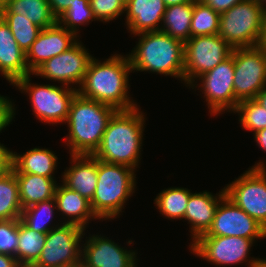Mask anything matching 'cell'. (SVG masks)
Listing matches in <instances>:
<instances>
[{
	"label": "cell",
	"mask_w": 266,
	"mask_h": 267,
	"mask_svg": "<svg viewBox=\"0 0 266 267\" xmlns=\"http://www.w3.org/2000/svg\"><path fill=\"white\" fill-rule=\"evenodd\" d=\"M195 0H164V3L166 7L172 6V5H178V4H183V3H188V2H193Z\"/></svg>",
	"instance_id": "obj_45"
},
{
	"label": "cell",
	"mask_w": 266,
	"mask_h": 267,
	"mask_svg": "<svg viewBox=\"0 0 266 267\" xmlns=\"http://www.w3.org/2000/svg\"><path fill=\"white\" fill-rule=\"evenodd\" d=\"M2 19L9 26L19 47L26 53L42 29L18 13H2Z\"/></svg>",
	"instance_id": "obj_32"
},
{
	"label": "cell",
	"mask_w": 266,
	"mask_h": 267,
	"mask_svg": "<svg viewBox=\"0 0 266 267\" xmlns=\"http://www.w3.org/2000/svg\"><path fill=\"white\" fill-rule=\"evenodd\" d=\"M201 236L264 239L266 238V229L225 196L219 202L211 227Z\"/></svg>",
	"instance_id": "obj_15"
},
{
	"label": "cell",
	"mask_w": 266,
	"mask_h": 267,
	"mask_svg": "<svg viewBox=\"0 0 266 267\" xmlns=\"http://www.w3.org/2000/svg\"><path fill=\"white\" fill-rule=\"evenodd\" d=\"M132 72L128 56L112 54L105 61L92 58L78 93L87 99L110 105L117 110L139 107L129 93Z\"/></svg>",
	"instance_id": "obj_1"
},
{
	"label": "cell",
	"mask_w": 266,
	"mask_h": 267,
	"mask_svg": "<svg viewBox=\"0 0 266 267\" xmlns=\"http://www.w3.org/2000/svg\"><path fill=\"white\" fill-rule=\"evenodd\" d=\"M253 134L255 142L258 144L257 146L266 152V128L258 130Z\"/></svg>",
	"instance_id": "obj_42"
},
{
	"label": "cell",
	"mask_w": 266,
	"mask_h": 267,
	"mask_svg": "<svg viewBox=\"0 0 266 267\" xmlns=\"http://www.w3.org/2000/svg\"><path fill=\"white\" fill-rule=\"evenodd\" d=\"M18 244V219L0 220V253L14 256Z\"/></svg>",
	"instance_id": "obj_36"
},
{
	"label": "cell",
	"mask_w": 266,
	"mask_h": 267,
	"mask_svg": "<svg viewBox=\"0 0 266 267\" xmlns=\"http://www.w3.org/2000/svg\"><path fill=\"white\" fill-rule=\"evenodd\" d=\"M78 38L79 36L58 23L42 29L26 52V63L29 71L33 74L47 60L69 50L80 41Z\"/></svg>",
	"instance_id": "obj_17"
},
{
	"label": "cell",
	"mask_w": 266,
	"mask_h": 267,
	"mask_svg": "<svg viewBox=\"0 0 266 267\" xmlns=\"http://www.w3.org/2000/svg\"><path fill=\"white\" fill-rule=\"evenodd\" d=\"M127 54L132 72L147 71L184 81V42L161 31L144 32Z\"/></svg>",
	"instance_id": "obj_4"
},
{
	"label": "cell",
	"mask_w": 266,
	"mask_h": 267,
	"mask_svg": "<svg viewBox=\"0 0 266 267\" xmlns=\"http://www.w3.org/2000/svg\"><path fill=\"white\" fill-rule=\"evenodd\" d=\"M71 158V165L62 173L61 182L91 201L97 186L98 159L93 155H71Z\"/></svg>",
	"instance_id": "obj_20"
},
{
	"label": "cell",
	"mask_w": 266,
	"mask_h": 267,
	"mask_svg": "<svg viewBox=\"0 0 266 267\" xmlns=\"http://www.w3.org/2000/svg\"><path fill=\"white\" fill-rule=\"evenodd\" d=\"M0 73L13 85L32 74L26 63V53L19 47L6 22L0 21Z\"/></svg>",
	"instance_id": "obj_21"
},
{
	"label": "cell",
	"mask_w": 266,
	"mask_h": 267,
	"mask_svg": "<svg viewBox=\"0 0 266 267\" xmlns=\"http://www.w3.org/2000/svg\"><path fill=\"white\" fill-rule=\"evenodd\" d=\"M258 46L266 52V9H264L262 35H261Z\"/></svg>",
	"instance_id": "obj_43"
},
{
	"label": "cell",
	"mask_w": 266,
	"mask_h": 267,
	"mask_svg": "<svg viewBox=\"0 0 266 267\" xmlns=\"http://www.w3.org/2000/svg\"><path fill=\"white\" fill-rule=\"evenodd\" d=\"M200 1H202L207 6H210L213 10H215L219 14H221L243 0H200Z\"/></svg>",
	"instance_id": "obj_39"
},
{
	"label": "cell",
	"mask_w": 266,
	"mask_h": 267,
	"mask_svg": "<svg viewBox=\"0 0 266 267\" xmlns=\"http://www.w3.org/2000/svg\"><path fill=\"white\" fill-rule=\"evenodd\" d=\"M249 267H266V258H262V259H260L259 257H258V259L256 260V261H254V262H252L250 265H249Z\"/></svg>",
	"instance_id": "obj_46"
},
{
	"label": "cell",
	"mask_w": 266,
	"mask_h": 267,
	"mask_svg": "<svg viewBox=\"0 0 266 267\" xmlns=\"http://www.w3.org/2000/svg\"><path fill=\"white\" fill-rule=\"evenodd\" d=\"M55 211L57 206L53 198L22 209L20 220L35 232L48 233L62 224L50 223L53 222Z\"/></svg>",
	"instance_id": "obj_30"
},
{
	"label": "cell",
	"mask_w": 266,
	"mask_h": 267,
	"mask_svg": "<svg viewBox=\"0 0 266 267\" xmlns=\"http://www.w3.org/2000/svg\"><path fill=\"white\" fill-rule=\"evenodd\" d=\"M122 1L126 5L130 0H122Z\"/></svg>",
	"instance_id": "obj_50"
},
{
	"label": "cell",
	"mask_w": 266,
	"mask_h": 267,
	"mask_svg": "<svg viewBox=\"0 0 266 267\" xmlns=\"http://www.w3.org/2000/svg\"><path fill=\"white\" fill-rule=\"evenodd\" d=\"M136 170L98 160L97 186L91 208L99 220L117 218L136 188Z\"/></svg>",
	"instance_id": "obj_5"
},
{
	"label": "cell",
	"mask_w": 266,
	"mask_h": 267,
	"mask_svg": "<svg viewBox=\"0 0 266 267\" xmlns=\"http://www.w3.org/2000/svg\"><path fill=\"white\" fill-rule=\"evenodd\" d=\"M96 21L89 0H76L58 18L57 23L68 31L79 33V26Z\"/></svg>",
	"instance_id": "obj_33"
},
{
	"label": "cell",
	"mask_w": 266,
	"mask_h": 267,
	"mask_svg": "<svg viewBox=\"0 0 266 267\" xmlns=\"http://www.w3.org/2000/svg\"><path fill=\"white\" fill-rule=\"evenodd\" d=\"M264 9H266V0H258Z\"/></svg>",
	"instance_id": "obj_47"
},
{
	"label": "cell",
	"mask_w": 266,
	"mask_h": 267,
	"mask_svg": "<svg viewBox=\"0 0 266 267\" xmlns=\"http://www.w3.org/2000/svg\"><path fill=\"white\" fill-rule=\"evenodd\" d=\"M96 21L110 22L125 13L122 0H89Z\"/></svg>",
	"instance_id": "obj_35"
},
{
	"label": "cell",
	"mask_w": 266,
	"mask_h": 267,
	"mask_svg": "<svg viewBox=\"0 0 266 267\" xmlns=\"http://www.w3.org/2000/svg\"><path fill=\"white\" fill-rule=\"evenodd\" d=\"M225 196L224 188L216 195L207 190L190 194L184 219L191 226L189 232L193 242L211 227L219 202Z\"/></svg>",
	"instance_id": "obj_18"
},
{
	"label": "cell",
	"mask_w": 266,
	"mask_h": 267,
	"mask_svg": "<svg viewBox=\"0 0 266 267\" xmlns=\"http://www.w3.org/2000/svg\"><path fill=\"white\" fill-rule=\"evenodd\" d=\"M264 8L258 0H243L220 14V35L233 49L258 46Z\"/></svg>",
	"instance_id": "obj_6"
},
{
	"label": "cell",
	"mask_w": 266,
	"mask_h": 267,
	"mask_svg": "<svg viewBox=\"0 0 266 267\" xmlns=\"http://www.w3.org/2000/svg\"><path fill=\"white\" fill-rule=\"evenodd\" d=\"M31 75L20 78L13 86L21 93L28 94L34 116L39 121L52 125L65 124L71 102L78 90L64 84H34L31 83Z\"/></svg>",
	"instance_id": "obj_7"
},
{
	"label": "cell",
	"mask_w": 266,
	"mask_h": 267,
	"mask_svg": "<svg viewBox=\"0 0 266 267\" xmlns=\"http://www.w3.org/2000/svg\"><path fill=\"white\" fill-rule=\"evenodd\" d=\"M47 233L31 230L18 219V244L16 259L21 267H32L40 257Z\"/></svg>",
	"instance_id": "obj_27"
},
{
	"label": "cell",
	"mask_w": 266,
	"mask_h": 267,
	"mask_svg": "<svg viewBox=\"0 0 266 267\" xmlns=\"http://www.w3.org/2000/svg\"><path fill=\"white\" fill-rule=\"evenodd\" d=\"M224 190L226 197L266 229V162L260 160Z\"/></svg>",
	"instance_id": "obj_8"
},
{
	"label": "cell",
	"mask_w": 266,
	"mask_h": 267,
	"mask_svg": "<svg viewBox=\"0 0 266 267\" xmlns=\"http://www.w3.org/2000/svg\"><path fill=\"white\" fill-rule=\"evenodd\" d=\"M233 48L218 34L190 37L184 43V83L191 86L229 56Z\"/></svg>",
	"instance_id": "obj_10"
},
{
	"label": "cell",
	"mask_w": 266,
	"mask_h": 267,
	"mask_svg": "<svg viewBox=\"0 0 266 267\" xmlns=\"http://www.w3.org/2000/svg\"><path fill=\"white\" fill-rule=\"evenodd\" d=\"M93 57L88 52V49L83 46L82 42L78 41L69 50L47 60L32 75L40 76L78 90L83 83Z\"/></svg>",
	"instance_id": "obj_14"
},
{
	"label": "cell",
	"mask_w": 266,
	"mask_h": 267,
	"mask_svg": "<svg viewBox=\"0 0 266 267\" xmlns=\"http://www.w3.org/2000/svg\"><path fill=\"white\" fill-rule=\"evenodd\" d=\"M15 105L11 99L0 95V133L5 129L15 118Z\"/></svg>",
	"instance_id": "obj_37"
},
{
	"label": "cell",
	"mask_w": 266,
	"mask_h": 267,
	"mask_svg": "<svg viewBox=\"0 0 266 267\" xmlns=\"http://www.w3.org/2000/svg\"><path fill=\"white\" fill-rule=\"evenodd\" d=\"M13 151L0 143V176L12 170Z\"/></svg>",
	"instance_id": "obj_38"
},
{
	"label": "cell",
	"mask_w": 266,
	"mask_h": 267,
	"mask_svg": "<svg viewBox=\"0 0 266 267\" xmlns=\"http://www.w3.org/2000/svg\"><path fill=\"white\" fill-rule=\"evenodd\" d=\"M191 193L190 190L183 187L167 188L157 194L154 203L160 214L168 220H182Z\"/></svg>",
	"instance_id": "obj_28"
},
{
	"label": "cell",
	"mask_w": 266,
	"mask_h": 267,
	"mask_svg": "<svg viewBox=\"0 0 266 267\" xmlns=\"http://www.w3.org/2000/svg\"><path fill=\"white\" fill-rule=\"evenodd\" d=\"M145 120L144 112L138 107L118 110L109 120L101 145L93 156L102 162L122 164L136 170L142 159Z\"/></svg>",
	"instance_id": "obj_2"
},
{
	"label": "cell",
	"mask_w": 266,
	"mask_h": 267,
	"mask_svg": "<svg viewBox=\"0 0 266 267\" xmlns=\"http://www.w3.org/2000/svg\"><path fill=\"white\" fill-rule=\"evenodd\" d=\"M197 80L201 82L199 85L196 84ZM233 80L234 58L229 56L215 68L198 77L189 88H200L204 99L206 98L210 115L216 116L225 113L226 110L233 112L239 103L234 96Z\"/></svg>",
	"instance_id": "obj_13"
},
{
	"label": "cell",
	"mask_w": 266,
	"mask_h": 267,
	"mask_svg": "<svg viewBox=\"0 0 266 267\" xmlns=\"http://www.w3.org/2000/svg\"><path fill=\"white\" fill-rule=\"evenodd\" d=\"M137 254L103 234L89 235L82 244L80 267H137Z\"/></svg>",
	"instance_id": "obj_16"
},
{
	"label": "cell",
	"mask_w": 266,
	"mask_h": 267,
	"mask_svg": "<svg viewBox=\"0 0 266 267\" xmlns=\"http://www.w3.org/2000/svg\"><path fill=\"white\" fill-rule=\"evenodd\" d=\"M118 110L77 93L70 105L65 143L70 155H93L102 142L109 120Z\"/></svg>",
	"instance_id": "obj_3"
},
{
	"label": "cell",
	"mask_w": 266,
	"mask_h": 267,
	"mask_svg": "<svg viewBox=\"0 0 266 267\" xmlns=\"http://www.w3.org/2000/svg\"><path fill=\"white\" fill-rule=\"evenodd\" d=\"M22 209L53 199L58 184L55 178L36 174H15Z\"/></svg>",
	"instance_id": "obj_24"
},
{
	"label": "cell",
	"mask_w": 266,
	"mask_h": 267,
	"mask_svg": "<svg viewBox=\"0 0 266 267\" xmlns=\"http://www.w3.org/2000/svg\"><path fill=\"white\" fill-rule=\"evenodd\" d=\"M19 187L13 170L0 176V220L20 219Z\"/></svg>",
	"instance_id": "obj_29"
},
{
	"label": "cell",
	"mask_w": 266,
	"mask_h": 267,
	"mask_svg": "<svg viewBox=\"0 0 266 267\" xmlns=\"http://www.w3.org/2000/svg\"><path fill=\"white\" fill-rule=\"evenodd\" d=\"M85 234L80 226L66 223L50 230L40 257L32 267H80Z\"/></svg>",
	"instance_id": "obj_9"
},
{
	"label": "cell",
	"mask_w": 266,
	"mask_h": 267,
	"mask_svg": "<svg viewBox=\"0 0 266 267\" xmlns=\"http://www.w3.org/2000/svg\"><path fill=\"white\" fill-rule=\"evenodd\" d=\"M52 150L33 148L23 154L13 151L12 170L15 174H36L55 178L54 171L58 166V157Z\"/></svg>",
	"instance_id": "obj_23"
},
{
	"label": "cell",
	"mask_w": 266,
	"mask_h": 267,
	"mask_svg": "<svg viewBox=\"0 0 266 267\" xmlns=\"http://www.w3.org/2000/svg\"><path fill=\"white\" fill-rule=\"evenodd\" d=\"M257 239L237 236H199L190 242V253L215 266H231L246 263L249 266L258 258L250 257L251 247Z\"/></svg>",
	"instance_id": "obj_11"
},
{
	"label": "cell",
	"mask_w": 266,
	"mask_h": 267,
	"mask_svg": "<svg viewBox=\"0 0 266 267\" xmlns=\"http://www.w3.org/2000/svg\"><path fill=\"white\" fill-rule=\"evenodd\" d=\"M0 267H21L14 256L0 253Z\"/></svg>",
	"instance_id": "obj_41"
},
{
	"label": "cell",
	"mask_w": 266,
	"mask_h": 267,
	"mask_svg": "<svg viewBox=\"0 0 266 267\" xmlns=\"http://www.w3.org/2000/svg\"><path fill=\"white\" fill-rule=\"evenodd\" d=\"M194 1L166 7L161 32L186 42L191 37V19Z\"/></svg>",
	"instance_id": "obj_26"
},
{
	"label": "cell",
	"mask_w": 266,
	"mask_h": 267,
	"mask_svg": "<svg viewBox=\"0 0 266 267\" xmlns=\"http://www.w3.org/2000/svg\"><path fill=\"white\" fill-rule=\"evenodd\" d=\"M233 112L239 115L238 121L245 130L255 133L266 128V110L255 99L239 102Z\"/></svg>",
	"instance_id": "obj_34"
},
{
	"label": "cell",
	"mask_w": 266,
	"mask_h": 267,
	"mask_svg": "<svg viewBox=\"0 0 266 267\" xmlns=\"http://www.w3.org/2000/svg\"><path fill=\"white\" fill-rule=\"evenodd\" d=\"M76 0H48L53 15L58 18Z\"/></svg>",
	"instance_id": "obj_40"
},
{
	"label": "cell",
	"mask_w": 266,
	"mask_h": 267,
	"mask_svg": "<svg viewBox=\"0 0 266 267\" xmlns=\"http://www.w3.org/2000/svg\"><path fill=\"white\" fill-rule=\"evenodd\" d=\"M234 96L238 102L255 99L266 86V52L259 46L233 49Z\"/></svg>",
	"instance_id": "obj_12"
},
{
	"label": "cell",
	"mask_w": 266,
	"mask_h": 267,
	"mask_svg": "<svg viewBox=\"0 0 266 267\" xmlns=\"http://www.w3.org/2000/svg\"><path fill=\"white\" fill-rule=\"evenodd\" d=\"M7 0H0V7H3L4 6V3L6 2Z\"/></svg>",
	"instance_id": "obj_48"
},
{
	"label": "cell",
	"mask_w": 266,
	"mask_h": 267,
	"mask_svg": "<svg viewBox=\"0 0 266 267\" xmlns=\"http://www.w3.org/2000/svg\"><path fill=\"white\" fill-rule=\"evenodd\" d=\"M54 199L57 214L61 212L63 214L61 216H64L63 219H65L60 221L61 223L78 225L86 230L91 219H99L93 212L90 201L78 191L69 189L63 183L57 185Z\"/></svg>",
	"instance_id": "obj_22"
},
{
	"label": "cell",
	"mask_w": 266,
	"mask_h": 267,
	"mask_svg": "<svg viewBox=\"0 0 266 267\" xmlns=\"http://www.w3.org/2000/svg\"><path fill=\"white\" fill-rule=\"evenodd\" d=\"M220 14L200 0L194 1L191 19V37L218 34Z\"/></svg>",
	"instance_id": "obj_31"
},
{
	"label": "cell",
	"mask_w": 266,
	"mask_h": 267,
	"mask_svg": "<svg viewBox=\"0 0 266 267\" xmlns=\"http://www.w3.org/2000/svg\"><path fill=\"white\" fill-rule=\"evenodd\" d=\"M2 20V7H0V21Z\"/></svg>",
	"instance_id": "obj_49"
},
{
	"label": "cell",
	"mask_w": 266,
	"mask_h": 267,
	"mask_svg": "<svg viewBox=\"0 0 266 267\" xmlns=\"http://www.w3.org/2000/svg\"><path fill=\"white\" fill-rule=\"evenodd\" d=\"M165 10L164 0H130L125 5L126 29L131 35L160 31Z\"/></svg>",
	"instance_id": "obj_19"
},
{
	"label": "cell",
	"mask_w": 266,
	"mask_h": 267,
	"mask_svg": "<svg viewBox=\"0 0 266 267\" xmlns=\"http://www.w3.org/2000/svg\"><path fill=\"white\" fill-rule=\"evenodd\" d=\"M2 13H18L26 16L41 29L49 28L57 23L48 0H7Z\"/></svg>",
	"instance_id": "obj_25"
},
{
	"label": "cell",
	"mask_w": 266,
	"mask_h": 267,
	"mask_svg": "<svg viewBox=\"0 0 266 267\" xmlns=\"http://www.w3.org/2000/svg\"><path fill=\"white\" fill-rule=\"evenodd\" d=\"M255 100L266 110V86L256 95Z\"/></svg>",
	"instance_id": "obj_44"
}]
</instances>
